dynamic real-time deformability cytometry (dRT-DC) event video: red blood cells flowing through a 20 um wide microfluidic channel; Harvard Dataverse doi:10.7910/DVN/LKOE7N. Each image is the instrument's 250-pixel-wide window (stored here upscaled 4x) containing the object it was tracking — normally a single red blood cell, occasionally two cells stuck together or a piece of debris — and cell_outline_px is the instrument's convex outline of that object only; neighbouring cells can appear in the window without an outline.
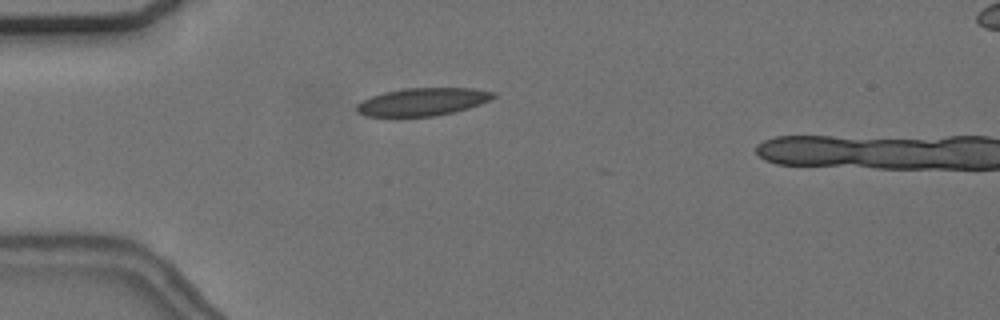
{"species": "common noctule bat (a hibernating species)", "species_latin": "Nyctalus noctula", "temperature_condition": "cold", "stored_images_in_passage": 5, "camera_frame_rate_fps": 3000, "um_per_image_px": 0.085, "animal": {"sex": "female", "body_mass_g": 24.6, "forearm_length_mm": 56.2}, "frame": {"image": 1, "passage_image": 3, "time_ms": 0.667, "image_size_px": [1000, 320], "cell_outline_px": [[496, 96], [480, 104], [468, 108], [436, 116], [364, 116], [356, 112], [356, 104], [372, 96], [384, 92], [404, 88], [472, 88], [496, 92]], "centroid_in_image_um": [35.91, 8.65], "position_along_channel_um": 49.1, "area_um2": 22.02}}